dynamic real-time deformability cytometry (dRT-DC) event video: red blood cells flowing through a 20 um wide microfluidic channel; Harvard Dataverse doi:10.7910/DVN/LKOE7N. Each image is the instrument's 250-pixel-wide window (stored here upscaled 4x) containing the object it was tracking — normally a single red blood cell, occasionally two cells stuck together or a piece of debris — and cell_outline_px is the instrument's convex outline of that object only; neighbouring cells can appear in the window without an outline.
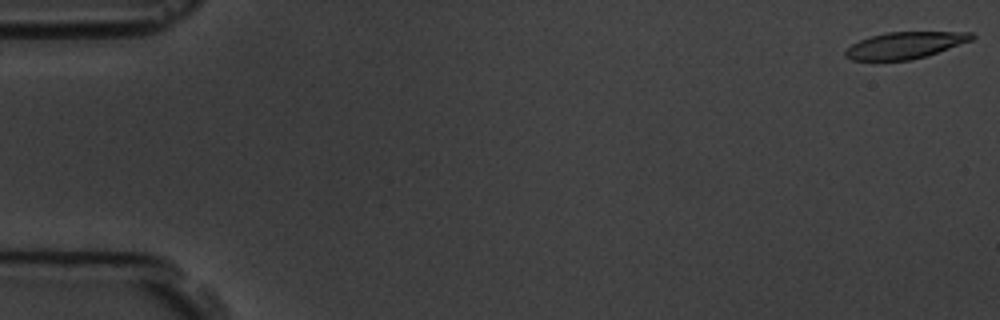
{"species": "common noctule bat (a hibernating species)", "species_latin": "Nyctalus noctula", "temperature_condition": "room temperature", "stored_images_in_passage": 5, "camera_frame_rate_fps": 3000, "um_per_image_px": 0.085, "animal": {"sex": "male", "body_mass_g": 19.5, "forearm_length_mm": 54.6}, "frame": {"image": 1, "passage_image": 1, "time_ms": 0.0, "image_size_px": [1000, 320], "cell_outline_px": [[976, 36], [972, 40], [912, 60], [852, 60], [844, 56], [844, 52], [852, 44], [860, 40], [872, 36], [888, 32], [972, 32]], "centroid_in_image_um": [76.91, 3.84], "position_along_channel_um": 8.1, "area_um2": 19.31}}
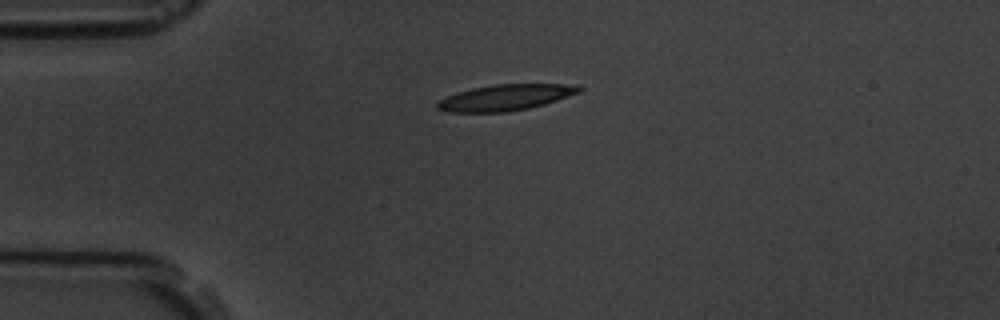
{"frame": {"image": 2, "passage_image": 5, "time_ms": 4.333, "image_size_px": [1000, 320], "cell_outline_px": [[584, 88], [580, 92], [544, 104], [528, 108], [508, 112], [448, 112], [436, 108], [436, 104], [440, 100], [448, 96], [472, 88], [492, 84], [580, 84]], "centroid_in_image_um": [43.01, 8.28], "position_along_channel_um": 42.0, "area_um2": 21.44}}